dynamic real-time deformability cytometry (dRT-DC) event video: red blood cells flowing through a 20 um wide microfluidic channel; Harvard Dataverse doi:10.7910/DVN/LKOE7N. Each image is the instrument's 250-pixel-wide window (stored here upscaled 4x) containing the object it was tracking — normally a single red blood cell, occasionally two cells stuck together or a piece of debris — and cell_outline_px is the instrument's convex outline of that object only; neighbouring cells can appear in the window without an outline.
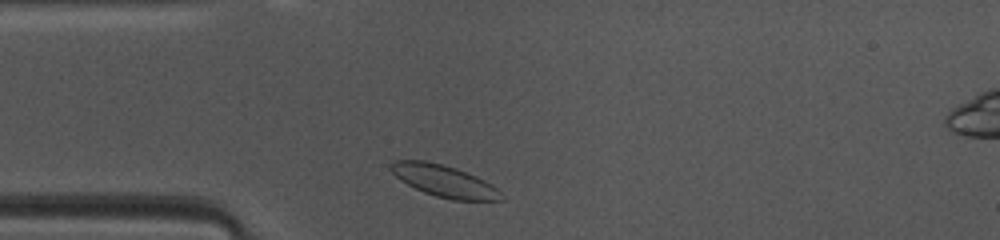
{"species": "common noctule bat (a hibernating species)", "species_latin": "Nyctalus noctula", "temperature_condition": "warm", "stored_images_in_passage": 39, "segment_of_instrument_passage": [1, 2], "camera_frame_rate_fps": 3000, "um_per_image_px": 0.085, "animal": {"sex": "female", "body_mass_g": 10.0, "forearm_length_mm": 53.1}, "frame": {"image": 1, "passage_image": 2, "time_ms": 0.333, "image_size_px": [1000, 240], "cell_outline_px": [[504, 200], [452, 200], [436, 196], [424, 192], [400, 180], [388, 168], [388, 164], [396, 160], [424, 160], [456, 168], [476, 176], [492, 184], [500, 192]], "centroid_in_image_um": [37.73, 15.37], "position_along_channel_um": 47.3, "area_um2": 20.35}}
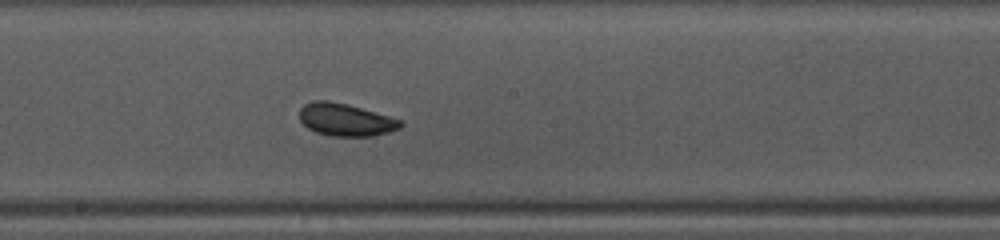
{"frame": {"image": 2, "passage_image": 15, "time_ms": 4.667, "image_size_px": [1000, 240], "cell_outline_px": [[404, 124], [400, 128], [388, 132], [372, 136], [332, 136], [316, 132], [308, 128], [300, 120], [300, 108], [304, 104], [312, 100], [328, 100], [348, 104], [404, 120]], "centroid_in_image_um": [29.4, 10.17], "position_along_channel_um": 218.8, "area_um2": 19.31}}
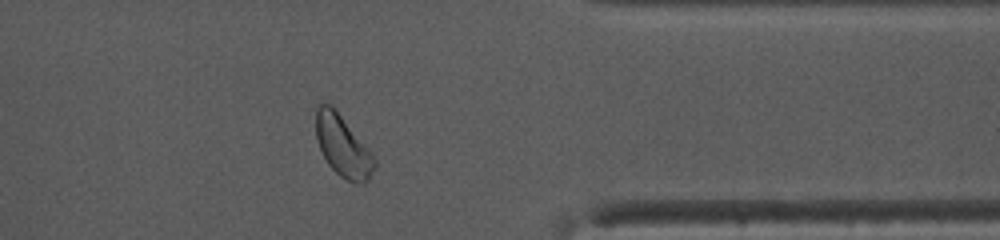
{"frame": {"image": 3, "passage_image": 28, "time_ms": 9.0, "image_size_px": [1000, 240], "cell_outline_px": [[376, 164], [368, 180], [364, 184], [356, 184], [340, 176], [328, 164], [316, 140], [316, 108], [320, 104], [332, 104], [368, 148], [376, 160]], "centroid_in_image_um": [29.14, 12.42], "position_along_channel_um": 382.3, "area_um2": 20.81}}